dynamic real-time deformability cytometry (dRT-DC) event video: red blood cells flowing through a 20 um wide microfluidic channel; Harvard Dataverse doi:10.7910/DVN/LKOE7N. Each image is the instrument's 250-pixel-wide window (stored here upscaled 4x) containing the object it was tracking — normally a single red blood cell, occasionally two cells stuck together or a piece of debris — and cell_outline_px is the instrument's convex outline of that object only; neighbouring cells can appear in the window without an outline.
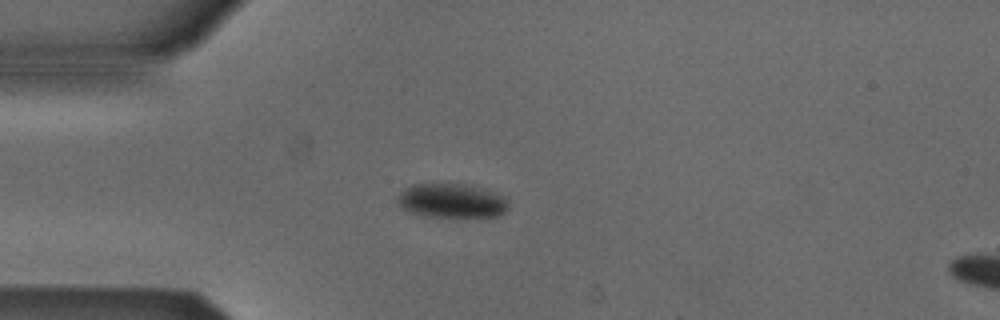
{"species": "Egyptian fruit bat (a non-hibernating species)", "species_latin": "Rousettus aegyptiacus", "temperature_condition": "cold", "stored_images_in_passage": 53, "camera_frame_rate_fps": 3000, "um_per_image_px": 0.085, "animal": {"sex": "male"}, "frame": {"image": 1, "passage_image": 14, "time_ms": 4.333, "image_size_px": [1000, 320], "cell_outline_px": [[508, 208], [500, 216], [424, 216], [400, 208], [396, 200], [396, 196], [404, 188], [412, 184], [464, 184], [480, 188], [500, 196], [508, 200]], "centroid_in_image_um": [38.32, 17.06], "position_along_channel_um": 46.7, "area_um2": 21.85}}
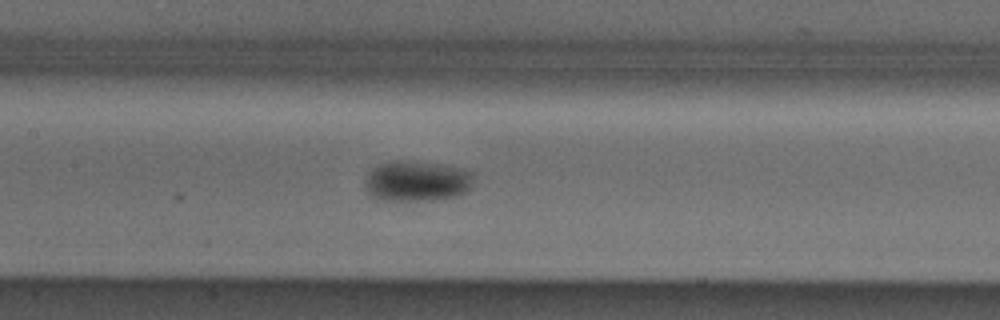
{"frame": {"image": 2, "passage_image": 25, "time_ms": 8.0, "image_size_px": [1000, 320], "cell_outline_px": [[472, 180], [468, 192], [456, 196], [428, 200], [384, 200], [372, 196], [364, 188], [364, 180], [368, 172], [372, 168], [380, 164], [392, 160], [404, 160], [436, 164], [464, 168], [472, 172]], "centroid_in_image_um": [35.4, 15.38], "position_along_channel_um": 172.0, "area_um2": 25.72}}
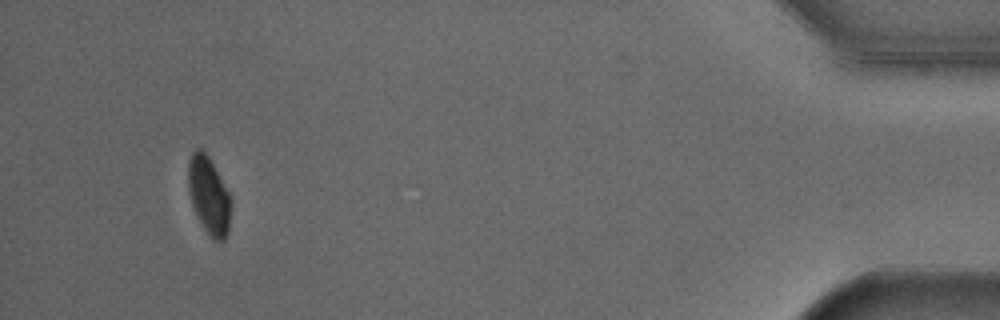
{"frame": {"image": 3, "passage_image": 50, "time_ms": 16.333, "image_size_px": [1000, 320], "cell_outline_px": [[228, 232], [224, 240], [212, 240], [204, 228], [192, 204], [188, 192], [188, 160], [192, 152], [196, 148], [200, 148], [208, 156], [228, 192]], "centroid_in_image_um": [17.69, 16.58], "position_along_channel_um": 417.5, "area_um2": 18.55}}